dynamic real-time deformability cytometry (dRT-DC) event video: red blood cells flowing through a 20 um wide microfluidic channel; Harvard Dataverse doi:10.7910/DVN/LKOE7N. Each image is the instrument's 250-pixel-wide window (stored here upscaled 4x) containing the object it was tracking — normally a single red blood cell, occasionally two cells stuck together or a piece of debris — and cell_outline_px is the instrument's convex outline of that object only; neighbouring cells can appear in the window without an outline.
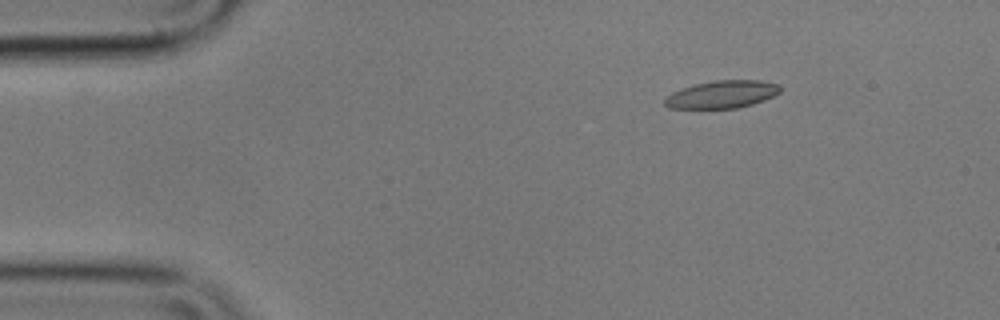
{"species": "common noctule bat (a hibernating species)", "species_latin": "Nyctalus noctula", "temperature_condition": "cold", "stored_images_in_passage": 49, "camera_frame_rate_fps": 3000, "um_per_image_px": 0.085, "animal": {"sex": "male", "body_mass_g": 17.9}, "frame": {"image": 1, "passage_image": 1, "time_ms": 0.0, "image_size_px": [1000, 320], "cell_outline_px": [[780, 92], [764, 100], [752, 104], [736, 108], [668, 108], [664, 104], [664, 100], [672, 92], [696, 84], [716, 80], [760, 80], [780, 84]], "centroid_in_image_um": [61.39, 8.02], "position_along_channel_um": 23.6, "area_um2": 18.38}}
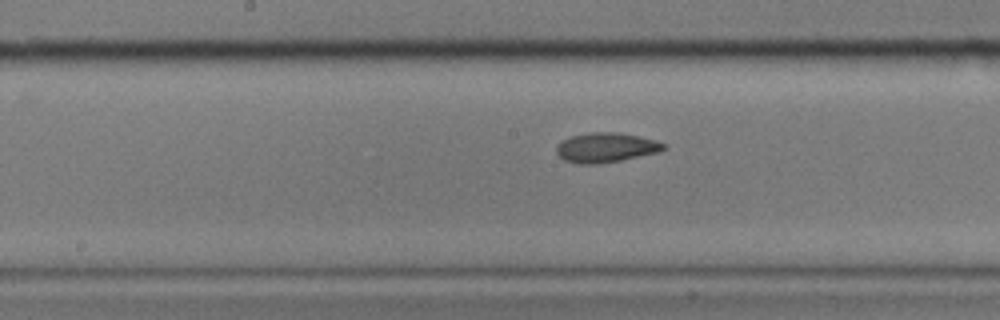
{"frame": {"image": 2, "passage_image": 21, "time_ms": 6.667, "image_size_px": [1000, 320], "cell_outline_px": [[664, 148], [656, 152], [620, 160], [596, 164], [576, 164], [564, 160], [556, 152], [556, 144], [572, 136], [592, 132], [620, 132], [656, 140], [664, 144]], "centroid_in_image_um": [51.45, 12.54], "position_along_channel_um": 196.8, "area_um2": 18.26}}
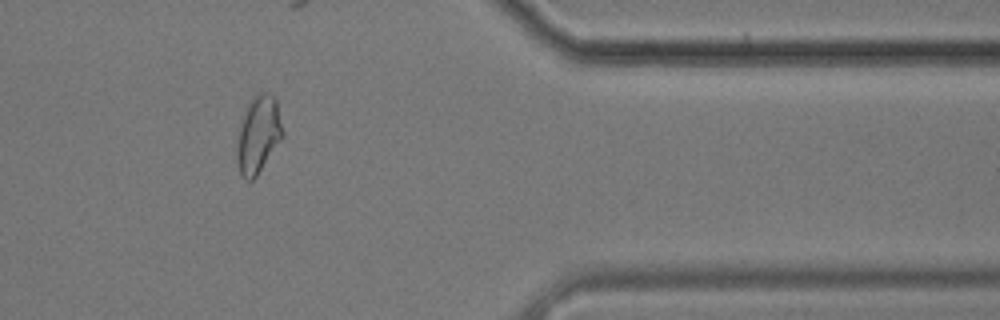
{"frame": {"image": 3, "passage_image": 39, "time_ms": 12.667, "image_size_px": [1000, 320], "cell_outline_px": [[284, 136], [256, 176], [252, 180], [244, 180], [240, 176], [236, 160], [236, 144], [240, 124], [244, 112], [252, 96], [256, 92], [268, 92], [276, 100], [284, 132]], "centroid_in_image_um": [21.94, 11.44], "position_along_channel_um": 389.5, "area_um2": 20.87}, "authors_computed_cell_mechanics": {"area_um2": 18.785, "velocity_mm_per_s": 3.5768, "shape_relaxation_time_tau1_ms": 4.9037, "shape_relaxation_time_tau2_ms": 2.616, "deformation_change_tau1": 0.1356, "deformation_change_tau2": 0.0824}}